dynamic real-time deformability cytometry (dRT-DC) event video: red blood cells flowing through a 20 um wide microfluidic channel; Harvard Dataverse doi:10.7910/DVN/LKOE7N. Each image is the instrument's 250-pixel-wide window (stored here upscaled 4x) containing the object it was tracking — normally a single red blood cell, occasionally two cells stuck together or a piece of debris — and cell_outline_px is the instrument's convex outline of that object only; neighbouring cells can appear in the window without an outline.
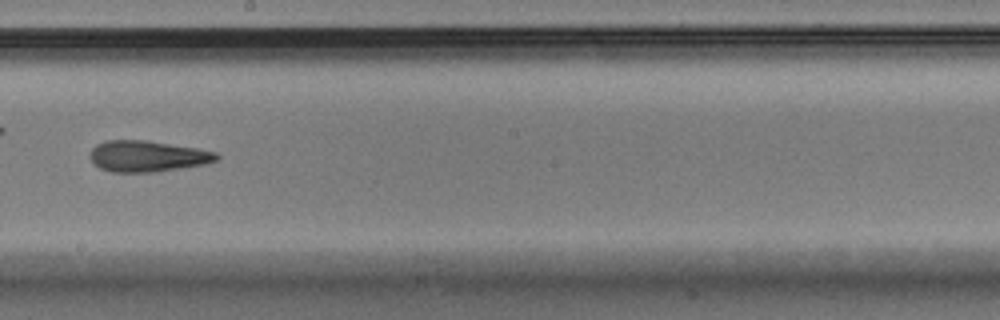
{"species": "Egyptian fruit bat (a non-hibernating species)", "species_latin": "Rousettus aegyptiacus", "temperature_condition": "warm", "stored_images_in_passage": 48, "camera_frame_rate_fps": 3000, "um_per_image_px": 0.085, "animal": {"sex": "male"}, "frame": {"image": 1, "passage_image": 28, "time_ms": 9.0, "image_size_px": [1000, 320], "cell_outline_px": [[220, 156], [216, 160], [204, 164], [156, 172], [112, 172], [100, 168], [92, 160], [92, 148], [96, 144], [108, 140], [144, 140], [196, 148], [216, 152]], "centroid_in_image_um": [12.54, 13.28], "position_along_channel_um": 235.7, "area_um2": 22.6}, "authors_computed_cell_mechanics": {"area_um2": 22.5998, "velocity_mm_per_s": 4.051, "shape_relaxation_time_tau1_ms": 8.946, "shape_relaxation_time_tau2_ms": 4.1316, "deformation_change_tau1": 0.2454, "deformation_change_tau2": 0.1552}}